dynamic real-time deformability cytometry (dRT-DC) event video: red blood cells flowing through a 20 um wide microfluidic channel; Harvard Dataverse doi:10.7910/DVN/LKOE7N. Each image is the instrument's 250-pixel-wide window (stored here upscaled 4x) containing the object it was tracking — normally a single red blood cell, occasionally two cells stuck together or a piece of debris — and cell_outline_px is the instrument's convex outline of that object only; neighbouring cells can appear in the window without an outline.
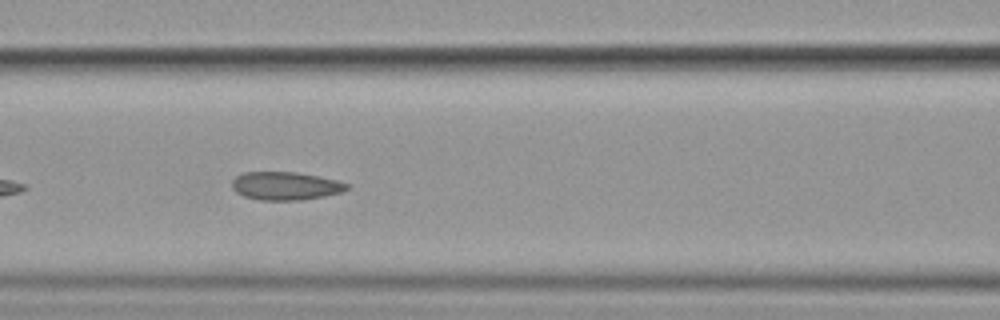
{"species": "common noctule bat (a hibernating species)", "species_latin": "Nyctalus noctula", "temperature_condition": "cold", "stored_images_in_passage": 15, "camera_frame_rate_fps": 3000, "um_per_image_px": 0.085, "animal": {"sex": "female", "body_mass_g": 19.9}, "frame": {"image": 1, "passage_image": 7, "time_ms": 8.0, "image_size_px": [1000, 320], "cell_outline_px": [[348, 188], [340, 192], [324, 196], [300, 200], [260, 200], [244, 196], [236, 192], [232, 188], [232, 180], [236, 176], [244, 172], [296, 172], [336, 180], [348, 184]], "centroid_in_image_um": [24.22, 15.8], "position_along_channel_um": 142.4, "area_um2": 18.67}}
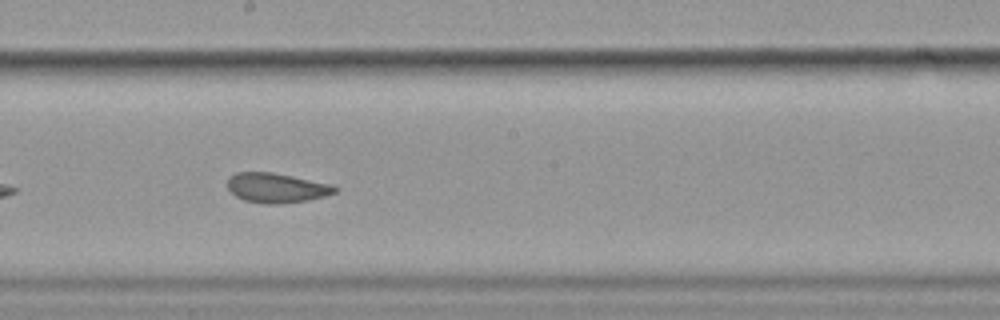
{"frame": {"image": 2, "passage_image": 9, "time_ms": 10.333, "image_size_px": [1000, 320], "cell_outline_px": [[340, 188], [336, 192], [324, 196], [308, 200], [280, 204], [268, 204], [244, 200], [236, 196], [228, 188], [228, 180], [236, 172], [272, 172], [332, 184]], "centroid_in_image_um": [23.54, 15.97], "position_along_channel_um": 224.7, "area_um2": 18.5}}
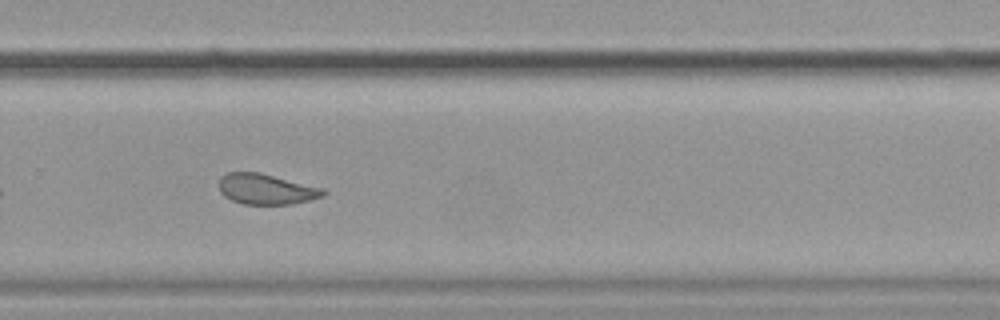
{"frame": {"image": 3, "passage_image": 11, "time_ms": 12.667, "image_size_px": [1000, 320], "cell_outline_px": [[328, 192], [324, 196], [292, 204], [244, 204], [232, 200], [224, 196], [220, 192], [220, 176], [228, 172], [260, 172], [324, 188]], "centroid_in_image_um": [22.65, 16.07], "position_along_channel_um": 307.2, "area_um2": 18.61}, "authors_computed_cell_mechanics": {"area_um2": 20.23, "velocity_mm_per_s": 3.5494, "shape_relaxation_time_tau1_ms": null, "shape_relaxation_time_tau2_ms": 1.9728, "deformation_change_tau1": null, "deformation_change_tau2": 0.0648}}